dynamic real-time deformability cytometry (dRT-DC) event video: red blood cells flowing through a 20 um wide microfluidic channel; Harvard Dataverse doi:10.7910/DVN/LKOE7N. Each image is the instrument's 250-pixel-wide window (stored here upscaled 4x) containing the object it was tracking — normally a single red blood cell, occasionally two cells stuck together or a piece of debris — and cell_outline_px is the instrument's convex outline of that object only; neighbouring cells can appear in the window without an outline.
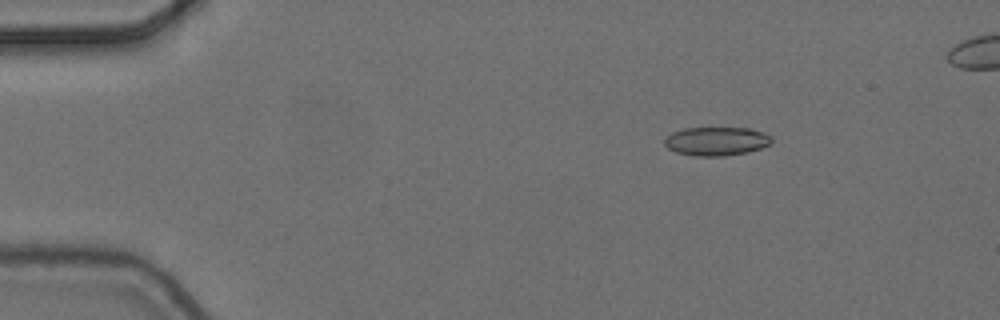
{"species": "common noctule bat (a hibernating species)", "species_latin": "Nyctalus noctula", "temperature_condition": "cold", "stored_images_in_passage": 4, "camera_frame_rate_fps": 3000, "um_per_image_px": 0.085, "animal": {"sex": "female", "body_mass_g": 24.6, "forearm_length_mm": 56.2}, "frame": {"image": 1, "passage_image": 1, "time_ms": 0.0, "image_size_px": [1000, 320], "cell_outline_px": [[772, 144], [748, 152], [724, 156], [696, 156], [676, 152], [668, 148], [664, 144], [664, 140], [672, 132], [684, 128], [752, 128], [764, 132], [772, 136]], "centroid_in_image_um": [60.93, 12.0], "position_along_channel_um": 24.1, "area_um2": 18.03}}